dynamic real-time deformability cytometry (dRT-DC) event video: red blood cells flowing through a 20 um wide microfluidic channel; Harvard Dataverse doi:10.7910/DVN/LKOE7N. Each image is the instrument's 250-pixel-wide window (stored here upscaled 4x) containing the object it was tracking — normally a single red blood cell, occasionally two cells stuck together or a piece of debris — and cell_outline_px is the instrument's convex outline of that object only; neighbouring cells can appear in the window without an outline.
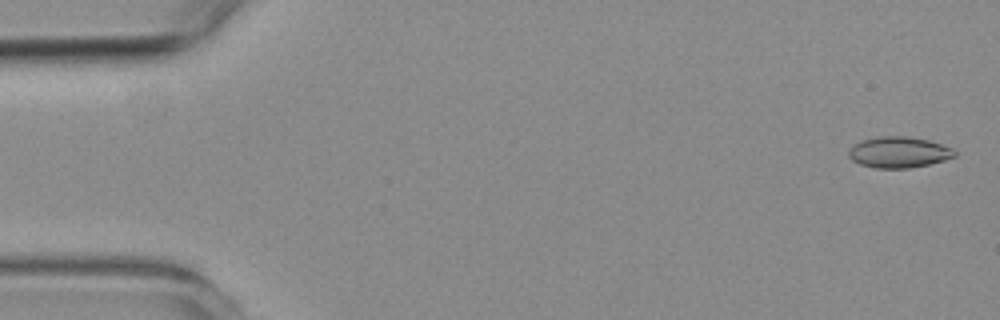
{"species": "common noctule bat (a hibernating species)", "species_latin": "Nyctalus noctula", "temperature_condition": "room temperature", "stored_images_in_passage": 47, "camera_frame_rate_fps": 3000, "um_per_image_px": 0.085, "animal": {"sex": "female", "body_mass_g": 19.3, "forearm_length_mm": 54.1}, "frame": {"image": 1, "passage_image": 2, "time_ms": 0.333, "image_size_px": [1000, 320], "cell_outline_px": [[956, 156], [944, 160], [928, 164], [908, 168], [876, 168], [860, 164], [852, 160], [848, 156], [848, 148], [860, 140], [880, 136], [908, 136], [928, 140], [952, 148], [956, 152]], "centroid_in_image_um": [76.36, 12.93], "position_along_channel_um": 8.6, "area_um2": 19.19}}
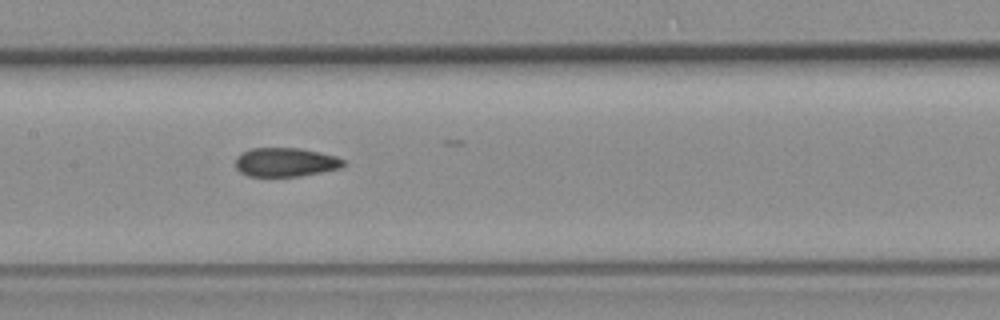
{"frame": {"image": 2, "passage_image": 28, "time_ms": 9.0, "image_size_px": [1000, 320], "cell_outline_px": [[344, 164], [340, 168], [300, 176], [248, 176], [240, 172], [236, 168], [236, 156], [240, 152], [252, 148], [300, 148], [320, 152], [336, 156], [344, 160]], "centroid_in_image_um": [24.24, 13.78], "position_along_channel_um": 183.2, "area_um2": 18.21}}
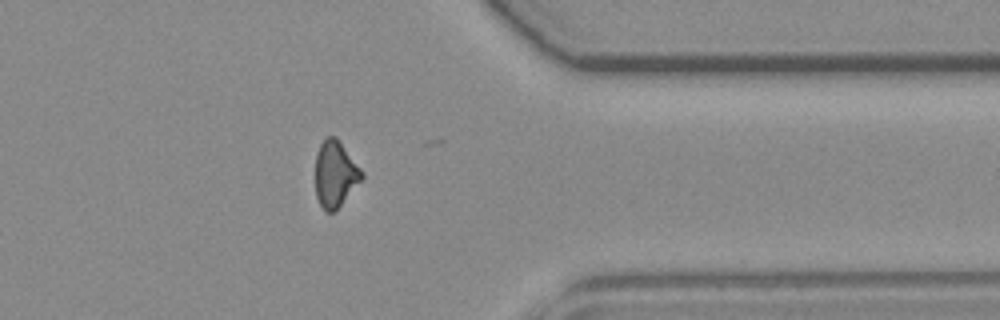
{"frame": {"image": 3, "passage_image": 46, "time_ms": 15.0, "image_size_px": [1000, 320], "cell_outline_px": [[364, 176], [340, 204], [332, 212], [324, 212], [316, 196], [316, 152], [320, 144], [328, 136], [336, 136], [364, 172]], "centroid_in_image_um": [28.48, 14.76], "position_along_channel_um": 382.9, "area_um2": 17.63}, "authors_computed_cell_mechanics": {"area_um2": 18.8428, "velocity_mm_per_s": 3.5628, "shape_relaxation_time_tau1_ms": null, "shape_relaxation_time_tau2_ms": 4.1949, "deformation_change_tau1": null, "deformation_change_tau2": 0.0881}}